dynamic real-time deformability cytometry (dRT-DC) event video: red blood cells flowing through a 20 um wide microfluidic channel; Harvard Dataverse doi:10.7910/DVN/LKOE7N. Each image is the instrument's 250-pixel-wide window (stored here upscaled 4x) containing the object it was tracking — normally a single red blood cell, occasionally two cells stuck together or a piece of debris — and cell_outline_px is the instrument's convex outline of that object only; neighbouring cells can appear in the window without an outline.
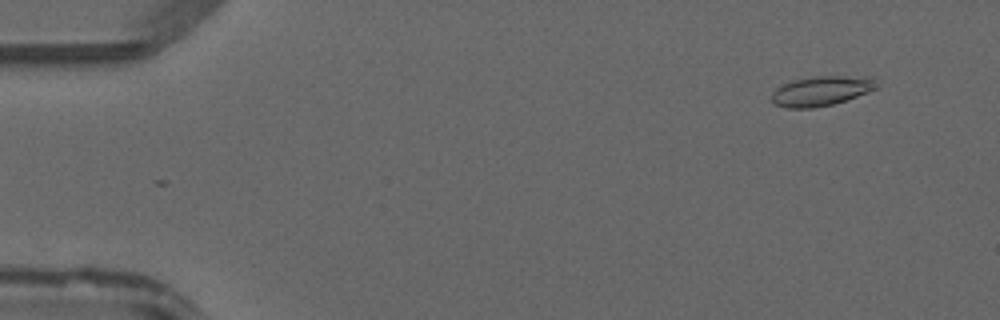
{"species": "common noctule bat (a hibernating species)", "species_latin": "Nyctalus noctula", "temperature_condition": "warm", "stored_images_in_passage": 47, "camera_frame_rate_fps": 3000, "um_per_image_px": 0.085, "animal": {"sex": "male", "forearm_length_mm": 52.5}, "frame": {"image": 1, "passage_image": 4, "time_ms": 1.0, "image_size_px": [1000, 320], "cell_outline_px": [[876, 88], [868, 92], [832, 104], [812, 108], [788, 108], [776, 104], [772, 100], [772, 92], [776, 88], [792, 80], [816, 76], [872, 76], [876, 80]], "centroid_in_image_um": [69.82, 7.71], "position_along_channel_um": 15.2, "area_um2": 18.03}}
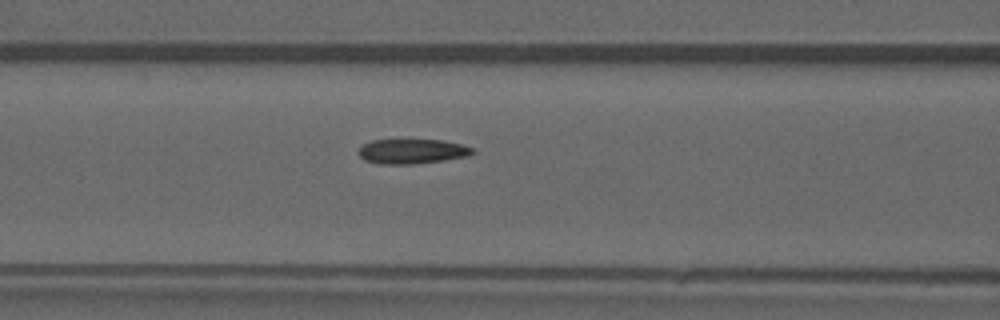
{"frame": {"image": 2, "passage_image": 20, "time_ms": 6.333, "image_size_px": [1000, 320], "cell_outline_px": [[476, 152], [468, 156], [444, 160], [412, 164], [380, 164], [364, 160], [356, 152], [364, 144], [372, 140], [444, 140], [476, 148]], "centroid_in_image_um": [35.05, 12.86], "position_along_channel_um": 131.5, "area_um2": 16.53}}
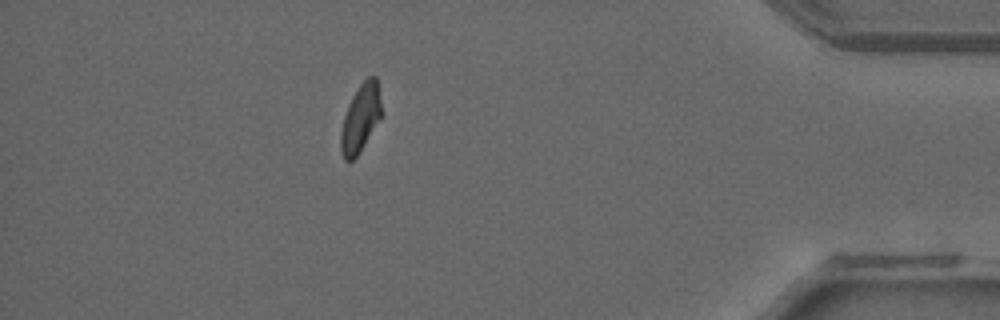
{"frame": {"image": 3, "passage_image": 42, "time_ms": 13.667, "image_size_px": [1000, 320], "cell_outline_px": [[380, 116], [364, 144], [356, 156], [352, 160], [344, 160], [340, 148], [340, 132], [344, 116], [348, 104], [352, 96], [360, 84], [368, 76], [376, 76], [380, 100]], "centroid_in_image_um": [30.6, 10.02], "position_along_channel_um": 404.6, "area_um2": 15.55}}